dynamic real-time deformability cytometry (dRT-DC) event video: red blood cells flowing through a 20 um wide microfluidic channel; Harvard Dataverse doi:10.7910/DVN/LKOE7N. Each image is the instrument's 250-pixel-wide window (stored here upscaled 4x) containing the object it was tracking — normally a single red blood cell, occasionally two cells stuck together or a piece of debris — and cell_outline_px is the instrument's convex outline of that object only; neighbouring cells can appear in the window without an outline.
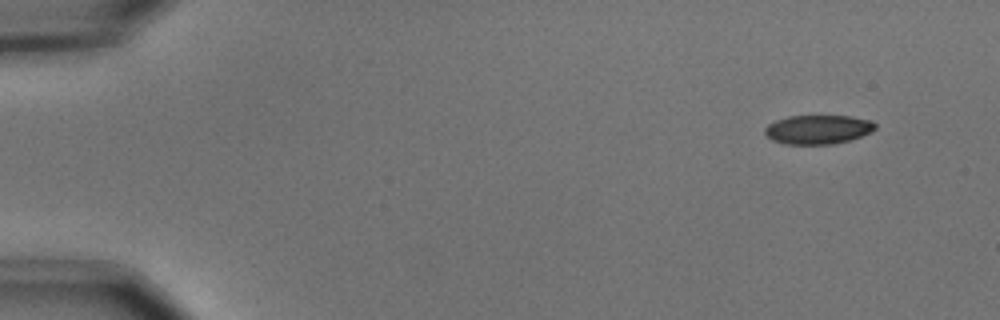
{"species": "common noctule bat (a hibernating species)", "species_latin": "Nyctalus noctula", "temperature_condition": "cold", "stored_images_in_passage": 51, "camera_frame_rate_fps": 3000, "um_per_image_px": 0.085, "animal": {"sex": "male", "body_mass_g": 15.6}, "frame": {"image": 1, "passage_image": 1, "time_ms": 0.0, "image_size_px": [1000, 320], "cell_outline_px": [[876, 128], [872, 132], [848, 140], [832, 144], [784, 144], [772, 140], [764, 132], [764, 128], [768, 124], [776, 120], [788, 116], [848, 116], [872, 120], [876, 124]], "centroid_in_image_um": [69.52, 11.0], "position_along_channel_um": 15.5, "area_um2": 18.67}}
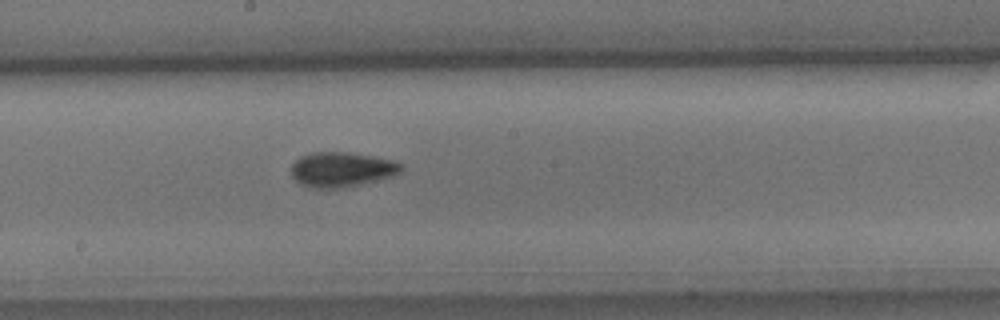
{"frame": {"image": 2, "passage_image": 27, "time_ms": 8.667, "image_size_px": [1000, 320], "cell_outline_px": [[404, 168], [400, 172], [392, 176], [340, 188], [316, 188], [300, 184], [292, 176], [292, 164], [300, 156], [312, 152], [348, 152], [372, 156], [392, 160], [404, 164]], "centroid_in_image_um": [29.04, 14.39], "position_along_channel_um": 219.2, "area_um2": 22.14}}
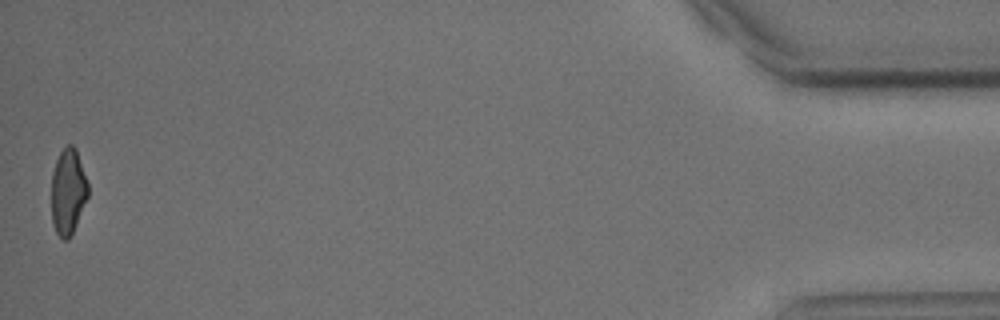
{"frame": {"image": 3, "passage_image": 51, "time_ms": 16.667, "image_size_px": [1000, 320], "cell_outline_px": [[88, 196], [76, 224], [68, 240], [64, 240], [56, 232], [52, 220], [52, 172], [56, 160], [60, 152], [68, 144], [72, 144], [76, 148], [88, 184]], "centroid_in_image_um": [5.78, 16.26], "position_along_channel_um": 429.4, "area_um2": 18.09}, "authors_computed_cell_mechanics": {"area_um2": 20.3456, "velocity_mm_per_s": 3.6987, "shape_relaxation_time_tau1_ms": 4.0714, "shape_relaxation_time_tau2_ms": 2.3531, "deformation_change_tau1": 0.1183, "deformation_change_tau2": 0.0754}}